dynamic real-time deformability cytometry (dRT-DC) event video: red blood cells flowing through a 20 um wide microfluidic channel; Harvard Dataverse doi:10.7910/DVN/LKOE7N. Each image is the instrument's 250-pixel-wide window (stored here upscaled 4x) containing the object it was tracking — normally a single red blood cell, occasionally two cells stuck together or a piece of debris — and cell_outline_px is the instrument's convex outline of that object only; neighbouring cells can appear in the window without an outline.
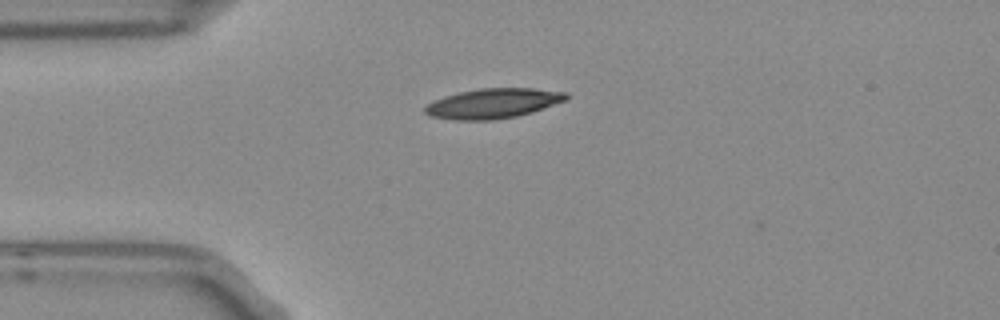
{"species": "Egyptian fruit bat (a non-hibernating species)", "species_latin": "Rousettus aegyptiacus", "temperature_condition": "room temperature", "stored_images_in_passage": 3, "camera_frame_rate_fps": 3000, "um_per_image_px": 0.085, "frame": {"image": 1, "passage_image": 1, "time_ms": 0.0, "image_size_px": [1000, 320], "cell_outline_px": [[568, 100], [532, 112], [516, 116], [492, 120], [456, 120], [432, 116], [424, 112], [424, 108], [428, 104], [444, 96], [460, 92], [480, 88], [536, 88], [568, 92]], "centroid_in_image_um": [41.97, 8.78], "position_along_channel_um": 43.0, "area_um2": 24.57}}
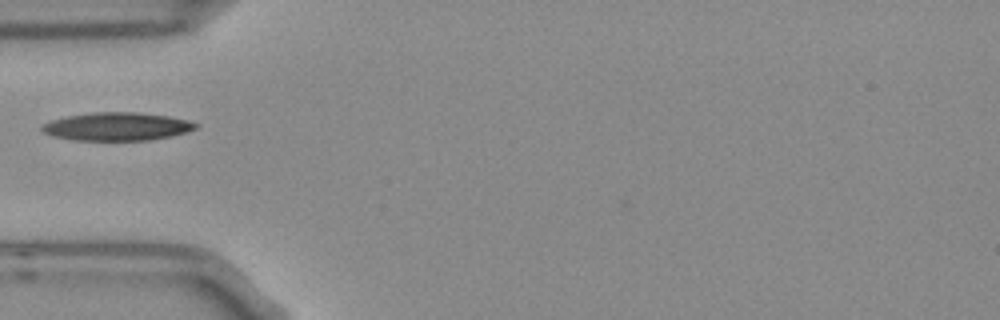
{"frame": {"image": 2, "passage_image": 2, "time_ms": 0.333, "image_size_px": [1000, 320], "cell_outline_px": [[200, 124], [196, 128], [172, 136], [148, 140], [76, 140], [52, 136], [44, 132], [40, 128], [40, 124], [52, 120], [68, 116], [92, 112], [140, 112], [168, 116], [188, 120]], "centroid_in_image_um": [9.93, 10.75], "position_along_channel_um": 75.1, "area_um2": 25.2}}
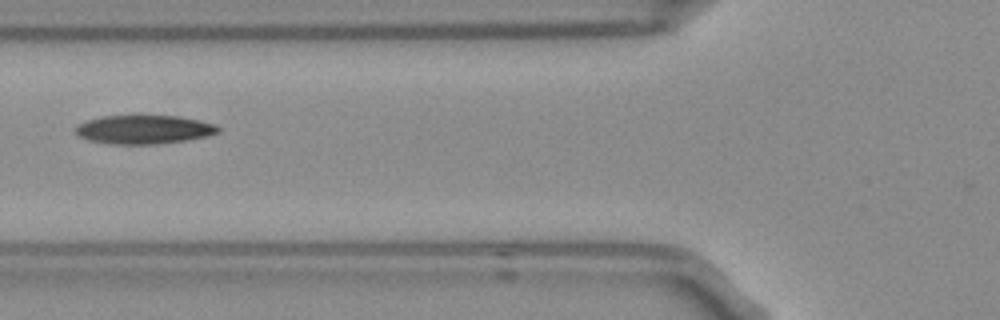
{"frame": {"image": 3, "passage_image": 3, "time_ms": 0.667, "image_size_px": [1000, 320], "cell_outline_px": [[220, 132], [208, 136], [184, 140], [156, 144], [108, 144], [88, 140], [76, 136], [76, 124], [88, 120], [104, 116], [180, 116], [200, 120], [216, 124], [220, 128]], "centroid_in_image_um": [12.23, 11.01], "position_along_channel_um": 113.6, "area_um2": 23.99}}